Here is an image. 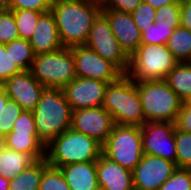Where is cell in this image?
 I'll return each mask as SVG.
<instances>
[{"instance_id":"42","label":"cell","mask_w":191,"mask_h":190,"mask_svg":"<svg viewBox=\"0 0 191 190\" xmlns=\"http://www.w3.org/2000/svg\"><path fill=\"white\" fill-rule=\"evenodd\" d=\"M8 100L9 97L6 94L5 90L2 87H0V121H1L2 109L4 108Z\"/></svg>"},{"instance_id":"30","label":"cell","mask_w":191,"mask_h":190,"mask_svg":"<svg viewBox=\"0 0 191 190\" xmlns=\"http://www.w3.org/2000/svg\"><path fill=\"white\" fill-rule=\"evenodd\" d=\"M16 39H19V32L13 11L0 10V44H6Z\"/></svg>"},{"instance_id":"25","label":"cell","mask_w":191,"mask_h":190,"mask_svg":"<svg viewBox=\"0 0 191 190\" xmlns=\"http://www.w3.org/2000/svg\"><path fill=\"white\" fill-rule=\"evenodd\" d=\"M6 51L21 71L31 70L35 54L29 40L19 38L6 43Z\"/></svg>"},{"instance_id":"12","label":"cell","mask_w":191,"mask_h":190,"mask_svg":"<svg viewBox=\"0 0 191 190\" xmlns=\"http://www.w3.org/2000/svg\"><path fill=\"white\" fill-rule=\"evenodd\" d=\"M176 169V163L170 160L143 155L132 171L134 190H159Z\"/></svg>"},{"instance_id":"34","label":"cell","mask_w":191,"mask_h":190,"mask_svg":"<svg viewBox=\"0 0 191 190\" xmlns=\"http://www.w3.org/2000/svg\"><path fill=\"white\" fill-rule=\"evenodd\" d=\"M131 15L140 32L156 21V9L144 1L141 2Z\"/></svg>"},{"instance_id":"2","label":"cell","mask_w":191,"mask_h":190,"mask_svg":"<svg viewBox=\"0 0 191 190\" xmlns=\"http://www.w3.org/2000/svg\"><path fill=\"white\" fill-rule=\"evenodd\" d=\"M33 116L38 139L45 146L71 128L72 110L60 88H44Z\"/></svg>"},{"instance_id":"17","label":"cell","mask_w":191,"mask_h":190,"mask_svg":"<svg viewBox=\"0 0 191 190\" xmlns=\"http://www.w3.org/2000/svg\"><path fill=\"white\" fill-rule=\"evenodd\" d=\"M99 189L134 190L132 171L115 163L104 155L96 161Z\"/></svg>"},{"instance_id":"11","label":"cell","mask_w":191,"mask_h":190,"mask_svg":"<svg viewBox=\"0 0 191 190\" xmlns=\"http://www.w3.org/2000/svg\"><path fill=\"white\" fill-rule=\"evenodd\" d=\"M70 49L75 60L77 77L95 79L109 84L123 75L114 64L85 45L73 46Z\"/></svg>"},{"instance_id":"29","label":"cell","mask_w":191,"mask_h":190,"mask_svg":"<svg viewBox=\"0 0 191 190\" xmlns=\"http://www.w3.org/2000/svg\"><path fill=\"white\" fill-rule=\"evenodd\" d=\"M172 33L173 29L171 26L160 25L155 21L141 32V44L164 45Z\"/></svg>"},{"instance_id":"9","label":"cell","mask_w":191,"mask_h":190,"mask_svg":"<svg viewBox=\"0 0 191 190\" xmlns=\"http://www.w3.org/2000/svg\"><path fill=\"white\" fill-rule=\"evenodd\" d=\"M85 46L114 64L123 74H127L130 57L120 46L111 31L107 17L102 12L94 19Z\"/></svg>"},{"instance_id":"21","label":"cell","mask_w":191,"mask_h":190,"mask_svg":"<svg viewBox=\"0 0 191 190\" xmlns=\"http://www.w3.org/2000/svg\"><path fill=\"white\" fill-rule=\"evenodd\" d=\"M36 161L32 155L5 147L0 153V176L11 180Z\"/></svg>"},{"instance_id":"39","label":"cell","mask_w":191,"mask_h":190,"mask_svg":"<svg viewBox=\"0 0 191 190\" xmlns=\"http://www.w3.org/2000/svg\"><path fill=\"white\" fill-rule=\"evenodd\" d=\"M175 127L183 132L191 133V101H184L175 121Z\"/></svg>"},{"instance_id":"41","label":"cell","mask_w":191,"mask_h":190,"mask_svg":"<svg viewBox=\"0 0 191 190\" xmlns=\"http://www.w3.org/2000/svg\"><path fill=\"white\" fill-rule=\"evenodd\" d=\"M143 1L151 5L156 10L162 8L165 5L180 4V0H143Z\"/></svg>"},{"instance_id":"10","label":"cell","mask_w":191,"mask_h":190,"mask_svg":"<svg viewBox=\"0 0 191 190\" xmlns=\"http://www.w3.org/2000/svg\"><path fill=\"white\" fill-rule=\"evenodd\" d=\"M140 128L144 155L176 163L175 123L145 122Z\"/></svg>"},{"instance_id":"35","label":"cell","mask_w":191,"mask_h":190,"mask_svg":"<svg viewBox=\"0 0 191 190\" xmlns=\"http://www.w3.org/2000/svg\"><path fill=\"white\" fill-rule=\"evenodd\" d=\"M19 72L21 70L12 61L9 51H6V44H0V83L3 84Z\"/></svg>"},{"instance_id":"22","label":"cell","mask_w":191,"mask_h":190,"mask_svg":"<svg viewBox=\"0 0 191 190\" xmlns=\"http://www.w3.org/2000/svg\"><path fill=\"white\" fill-rule=\"evenodd\" d=\"M165 81L183 102L191 101V62L178 63Z\"/></svg>"},{"instance_id":"32","label":"cell","mask_w":191,"mask_h":190,"mask_svg":"<svg viewBox=\"0 0 191 190\" xmlns=\"http://www.w3.org/2000/svg\"><path fill=\"white\" fill-rule=\"evenodd\" d=\"M159 190H191V169L177 168Z\"/></svg>"},{"instance_id":"5","label":"cell","mask_w":191,"mask_h":190,"mask_svg":"<svg viewBox=\"0 0 191 190\" xmlns=\"http://www.w3.org/2000/svg\"><path fill=\"white\" fill-rule=\"evenodd\" d=\"M145 122L175 123L183 101L165 80L136 81Z\"/></svg>"},{"instance_id":"27","label":"cell","mask_w":191,"mask_h":190,"mask_svg":"<svg viewBox=\"0 0 191 190\" xmlns=\"http://www.w3.org/2000/svg\"><path fill=\"white\" fill-rule=\"evenodd\" d=\"M39 190H70L61 171L47 163L43 158V175L41 178Z\"/></svg>"},{"instance_id":"15","label":"cell","mask_w":191,"mask_h":190,"mask_svg":"<svg viewBox=\"0 0 191 190\" xmlns=\"http://www.w3.org/2000/svg\"><path fill=\"white\" fill-rule=\"evenodd\" d=\"M10 100L18 103L23 110L33 111L40 100L44 86L34 77L31 70L21 71L1 86Z\"/></svg>"},{"instance_id":"23","label":"cell","mask_w":191,"mask_h":190,"mask_svg":"<svg viewBox=\"0 0 191 190\" xmlns=\"http://www.w3.org/2000/svg\"><path fill=\"white\" fill-rule=\"evenodd\" d=\"M175 59L181 62H191V31L178 26L166 43Z\"/></svg>"},{"instance_id":"7","label":"cell","mask_w":191,"mask_h":190,"mask_svg":"<svg viewBox=\"0 0 191 190\" xmlns=\"http://www.w3.org/2000/svg\"><path fill=\"white\" fill-rule=\"evenodd\" d=\"M33 77L45 88L63 89L76 78L75 60L70 48L34 56Z\"/></svg>"},{"instance_id":"4","label":"cell","mask_w":191,"mask_h":190,"mask_svg":"<svg viewBox=\"0 0 191 190\" xmlns=\"http://www.w3.org/2000/svg\"><path fill=\"white\" fill-rule=\"evenodd\" d=\"M103 107L111 114L114 124L141 127L145 123L136 81L127 74L107 85Z\"/></svg>"},{"instance_id":"14","label":"cell","mask_w":191,"mask_h":190,"mask_svg":"<svg viewBox=\"0 0 191 190\" xmlns=\"http://www.w3.org/2000/svg\"><path fill=\"white\" fill-rule=\"evenodd\" d=\"M108 83L76 77L62 90L72 111L103 106Z\"/></svg>"},{"instance_id":"3","label":"cell","mask_w":191,"mask_h":190,"mask_svg":"<svg viewBox=\"0 0 191 190\" xmlns=\"http://www.w3.org/2000/svg\"><path fill=\"white\" fill-rule=\"evenodd\" d=\"M101 155V143L72 128L55 137L45 148L47 163L56 168L75 163L97 161Z\"/></svg>"},{"instance_id":"31","label":"cell","mask_w":191,"mask_h":190,"mask_svg":"<svg viewBox=\"0 0 191 190\" xmlns=\"http://www.w3.org/2000/svg\"><path fill=\"white\" fill-rule=\"evenodd\" d=\"M23 109L21 106L13 100H8L4 108L2 109L1 121H0V134L6 136L12 129L15 121L21 114Z\"/></svg>"},{"instance_id":"26","label":"cell","mask_w":191,"mask_h":190,"mask_svg":"<svg viewBox=\"0 0 191 190\" xmlns=\"http://www.w3.org/2000/svg\"><path fill=\"white\" fill-rule=\"evenodd\" d=\"M12 11L19 32V38L29 40L32 37L33 32L35 31L40 16L45 12L28 9Z\"/></svg>"},{"instance_id":"37","label":"cell","mask_w":191,"mask_h":190,"mask_svg":"<svg viewBox=\"0 0 191 190\" xmlns=\"http://www.w3.org/2000/svg\"><path fill=\"white\" fill-rule=\"evenodd\" d=\"M101 10H116L132 13L143 0H98Z\"/></svg>"},{"instance_id":"40","label":"cell","mask_w":191,"mask_h":190,"mask_svg":"<svg viewBox=\"0 0 191 190\" xmlns=\"http://www.w3.org/2000/svg\"><path fill=\"white\" fill-rule=\"evenodd\" d=\"M180 26L191 31V1L180 0Z\"/></svg>"},{"instance_id":"20","label":"cell","mask_w":191,"mask_h":190,"mask_svg":"<svg viewBox=\"0 0 191 190\" xmlns=\"http://www.w3.org/2000/svg\"><path fill=\"white\" fill-rule=\"evenodd\" d=\"M5 141L9 149L32 155L36 160L45 158L46 146L38 139L37 133L10 132Z\"/></svg>"},{"instance_id":"13","label":"cell","mask_w":191,"mask_h":190,"mask_svg":"<svg viewBox=\"0 0 191 190\" xmlns=\"http://www.w3.org/2000/svg\"><path fill=\"white\" fill-rule=\"evenodd\" d=\"M114 126L111 114L103 107L72 111L71 128L103 144Z\"/></svg>"},{"instance_id":"33","label":"cell","mask_w":191,"mask_h":190,"mask_svg":"<svg viewBox=\"0 0 191 190\" xmlns=\"http://www.w3.org/2000/svg\"><path fill=\"white\" fill-rule=\"evenodd\" d=\"M155 19L160 25L171 26L175 30L180 26V4H169L156 10Z\"/></svg>"},{"instance_id":"36","label":"cell","mask_w":191,"mask_h":190,"mask_svg":"<svg viewBox=\"0 0 191 190\" xmlns=\"http://www.w3.org/2000/svg\"><path fill=\"white\" fill-rule=\"evenodd\" d=\"M54 0H11L10 10L51 11Z\"/></svg>"},{"instance_id":"8","label":"cell","mask_w":191,"mask_h":190,"mask_svg":"<svg viewBox=\"0 0 191 190\" xmlns=\"http://www.w3.org/2000/svg\"><path fill=\"white\" fill-rule=\"evenodd\" d=\"M102 155L133 171L144 155L141 128L114 124L107 140L102 144Z\"/></svg>"},{"instance_id":"19","label":"cell","mask_w":191,"mask_h":190,"mask_svg":"<svg viewBox=\"0 0 191 190\" xmlns=\"http://www.w3.org/2000/svg\"><path fill=\"white\" fill-rule=\"evenodd\" d=\"M70 190H98L96 161L58 167Z\"/></svg>"},{"instance_id":"45","label":"cell","mask_w":191,"mask_h":190,"mask_svg":"<svg viewBox=\"0 0 191 190\" xmlns=\"http://www.w3.org/2000/svg\"><path fill=\"white\" fill-rule=\"evenodd\" d=\"M5 147H6L5 136L0 134V153L5 149Z\"/></svg>"},{"instance_id":"16","label":"cell","mask_w":191,"mask_h":190,"mask_svg":"<svg viewBox=\"0 0 191 190\" xmlns=\"http://www.w3.org/2000/svg\"><path fill=\"white\" fill-rule=\"evenodd\" d=\"M107 17L111 31L120 46L130 57L141 45V32L136 26L131 13L116 10H101Z\"/></svg>"},{"instance_id":"38","label":"cell","mask_w":191,"mask_h":190,"mask_svg":"<svg viewBox=\"0 0 191 190\" xmlns=\"http://www.w3.org/2000/svg\"><path fill=\"white\" fill-rule=\"evenodd\" d=\"M11 132L37 133L33 111L23 110L15 121Z\"/></svg>"},{"instance_id":"6","label":"cell","mask_w":191,"mask_h":190,"mask_svg":"<svg viewBox=\"0 0 191 190\" xmlns=\"http://www.w3.org/2000/svg\"><path fill=\"white\" fill-rule=\"evenodd\" d=\"M178 63L166 44H141L130 56L127 75L134 81L165 80Z\"/></svg>"},{"instance_id":"28","label":"cell","mask_w":191,"mask_h":190,"mask_svg":"<svg viewBox=\"0 0 191 190\" xmlns=\"http://www.w3.org/2000/svg\"><path fill=\"white\" fill-rule=\"evenodd\" d=\"M175 142L177 168L191 169V133L175 127Z\"/></svg>"},{"instance_id":"1","label":"cell","mask_w":191,"mask_h":190,"mask_svg":"<svg viewBox=\"0 0 191 190\" xmlns=\"http://www.w3.org/2000/svg\"><path fill=\"white\" fill-rule=\"evenodd\" d=\"M51 12L63 47L70 48L86 44L101 6L98 0H54Z\"/></svg>"},{"instance_id":"43","label":"cell","mask_w":191,"mask_h":190,"mask_svg":"<svg viewBox=\"0 0 191 190\" xmlns=\"http://www.w3.org/2000/svg\"><path fill=\"white\" fill-rule=\"evenodd\" d=\"M10 179L0 176V190H9Z\"/></svg>"},{"instance_id":"44","label":"cell","mask_w":191,"mask_h":190,"mask_svg":"<svg viewBox=\"0 0 191 190\" xmlns=\"http://www.w3.org/2000/svg\"><path fill=\"white\" fill-rule=\"evenodd\" d=\"M11 0H0V10H10Z\"/></svg>"},{"instance_id":"18","label":"cell","mask_w":191,"mask_h":190,"mask_svg":"<svg viewBox=\"0 0 191 190\" xmlns=\"http://www.w3.org/2000/svg\"><path fill=\"white\" fill-rule=\"evenodd\" d=\"M29 43L35 55L46 54L64 48L59 37L55 17L51 11L40 16Z\"/></svg>"},{"instance_id":"24","label":"cell","mask_w":191,"mask_h":190,"mask_svg":"<svg viewBox=\"0 0 191 190\" xmlns=\"http://www.w3.org/2000/svg\"><path fill=\"white\" fill-rule=\"evenodd\" d=\"M42 175L43 159H40L14 176L10 180L9 190H39Z\"/></svg>"}]
</instances>
